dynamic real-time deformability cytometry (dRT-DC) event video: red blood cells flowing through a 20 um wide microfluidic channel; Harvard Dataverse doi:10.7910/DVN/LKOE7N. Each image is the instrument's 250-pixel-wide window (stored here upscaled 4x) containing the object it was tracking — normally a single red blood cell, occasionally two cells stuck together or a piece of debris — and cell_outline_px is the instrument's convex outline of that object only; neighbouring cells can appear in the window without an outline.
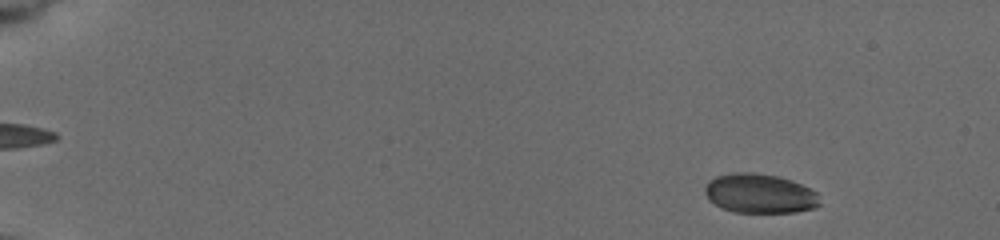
{"species": "common noctule bat (a hibernating species)", "species_latin": "Nyctalus noctula", "temperature_condition": "cold", "stored_images_in_passage": 44, "camera_frame_rate_fps": 3000, "um_per_image_px": 0.085, "animal": {"sex": "female", "body_mass_g": 19.5, "forearm_length_mm": 54.1}, "frame": {"image": 1, "passage_image": 10, "time_ms": 1.667, "image_size_px": [1000, 240], "cell_outline_px": [[820, 204], [816, 208], [796, 212], [732, 212], [720, 208], [708, 200], [704, 192], [704, 188], [716, 176], [736, 172], [752, 172], [776, 176], [800, 184], [816, 192]], "centroid_in_image_um": [64.55, 16.47], "position_along_channel_um": 20.5, "area_um2": 26.24}}
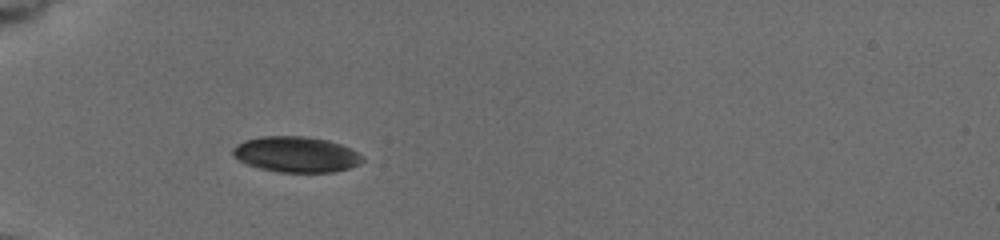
{"frame": {"image": 2, "passage_image": 36, "time_ms": 6.0, "image_size_px": [1000, 240], "cell_outline_px": [[364, 160], [360, 164], [348, 168], [332, 172], [276, 172], [260, 168], [248, 164], [232, 156], [232, 148], [236, 144], [244, 140], [264, 136], [300, 136], [328, 140], [340, 144], [356, 152]], "centroid_in_image_um": [25.13, 13.12], "position_along_channel_um": 59.9, "area_um2": 26.76}}
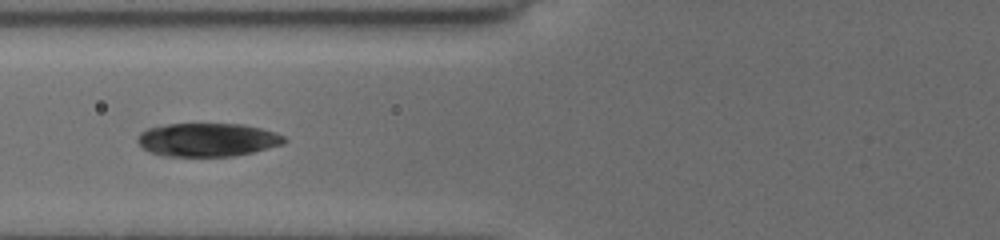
{"frame": {"image": 3, "passage_image": 43, "time_ms": 7.667, "image_size_px": [1000, 240], "cell_outline_px": [[288, 140], [284, 144], [252, 152], [232, 156], [160, 156], [148, 152], [136, 140], [140, 132], [148, 128], [168, 124], [244, 124], [276, 132], [284, 136]], "centroid_in_image_um": [17.64, 11.88], "position_along_channel_um": 108.2, "area_um2": 28.67}}